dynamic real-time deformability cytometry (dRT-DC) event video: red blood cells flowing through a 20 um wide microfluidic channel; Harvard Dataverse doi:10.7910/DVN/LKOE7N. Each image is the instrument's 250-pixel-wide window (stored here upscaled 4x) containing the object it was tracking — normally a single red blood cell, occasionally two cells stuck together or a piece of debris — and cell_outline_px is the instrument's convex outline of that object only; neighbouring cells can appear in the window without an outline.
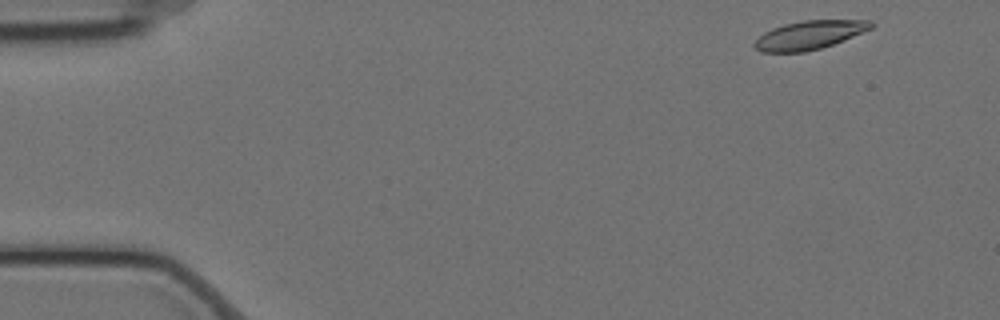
{"species": "Egyptian fruit bat (a non-hibernating species)", "species_latin": "Rousettus aegyptiacus", "temperature_condition": "cold", "stored_images_in_passage": 39, "camera_frame_rate_fps": 3000, "um_per_image_px": 0.085, "animal": {"sex": "female"}, "frame": {"image": 1, "passage_image": 1, "time_ms": 0.0, "image_size_px": [1000, 320], "cell_outline_px": [[876, 24], [872, 28], [844, 40], [820, 48], [804, 52], [760, 52], [752, 44], [764, 32], [772, 28], [784, 24], [804, 20], [872, 20]], "centroid_in_image_um": [68.81, 2.97], "position_along_channel_um": 16.2, "area_um2": 19.42}}
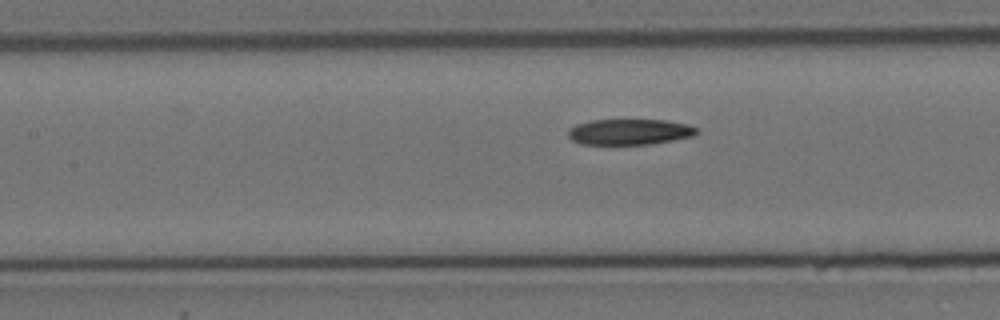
{"frame": {"image": 2, "passage_image": 22, "time_ms": 7.0, "image_size_px": [1000, 320], "cell_outline_px": [[696, 132], [692, 136], [672, 140], [648, 144], [580, 144], [572, 140], [568, 136], [568, 128], [576, 124], [588, 120], [664, 120], [688, 124], [696, 128]], "centroid_in_image_um": [53.44, 11.2], "position_along_channel_um": 154.0, "area_um2": 19.19}}
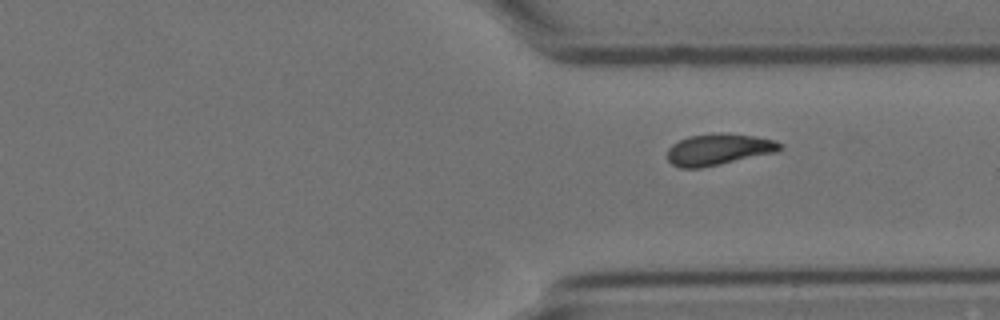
{"frame": {"image": 3, "passage_image": 39, "time_ms": 12.667, "image_size_px": [1000, 320], "cell_outline_px": [[784, 148], [776, 152], [720, 164], [700, 168], [680, 168], [672, 164], [668, 160], [668, 148], [672, 144], [688, 136], [712, 132], [720, 132], [756, 136], [776, 140], [784, 144]], "centroid_in_image_um": [61.11, 12.68], "position_along_channel_um": 350.3, "area_um2": 20.87}}